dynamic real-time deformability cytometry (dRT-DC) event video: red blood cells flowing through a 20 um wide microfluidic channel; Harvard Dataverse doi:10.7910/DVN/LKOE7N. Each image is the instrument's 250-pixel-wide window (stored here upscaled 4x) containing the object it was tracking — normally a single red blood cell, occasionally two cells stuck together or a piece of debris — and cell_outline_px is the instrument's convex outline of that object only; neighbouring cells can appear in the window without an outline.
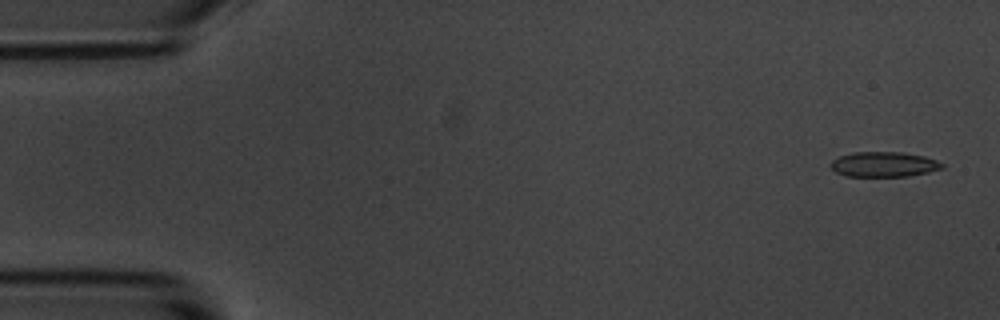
{"species": "common noctule bat (a hibernating species)", "species_latin": "Nyctalus noctula", "temperature_condition": "room temperature", "stored_images_in_passage": 5, "camera_frame_rate_fps": 3000, "um_per_image_px": 0.085, "animal": {"sex": "male", "body_mass_g": 20.1, "forearm_length_mm": 53.5}, "frame": {"image": 1, "passage_image": 1, "time_ms": 0.0, "image_size_px": [1000, 320], "cell_outline_px": [[944, 168], [928, 172], [908, 176], [848, 176], [836, 172], [828, 164], [832, 160], [840, 156], [852, 152], [900, 152], [924, 156], [936, 160], [944, 164]], "centroid_in_image_um": [75.12, 13.96], "position_along_channel_um": 9.9, "area_um2": 16.24}}
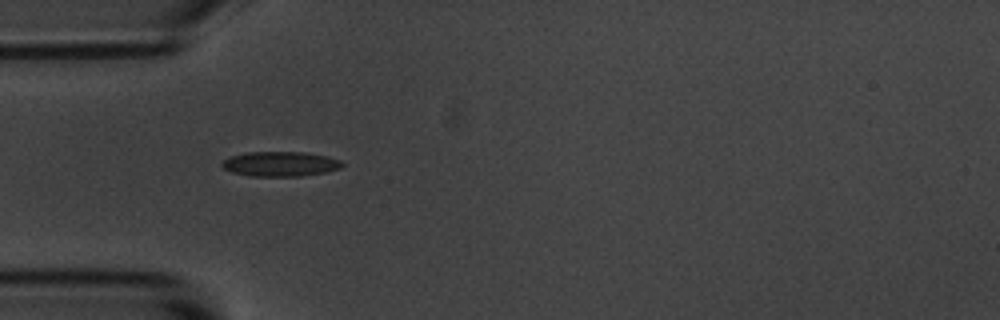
{"frame": {"image": 2, "passage_image": 4, "time_ms": 1.0, "image_size_px": [1000, 320], "cell_outline_px": [[344, 164], [340, 168], [328, 172], [300, 176], [252, 176], [232, 172], [224, 168], [220, 164], [228, 156], [248, 152], [304, 152], [324, 156], [340, 160]], "centroid_in_image_um": [23.81, 13.93], "position_along_channel_um": 61.2, "area_um2": 17.34}}